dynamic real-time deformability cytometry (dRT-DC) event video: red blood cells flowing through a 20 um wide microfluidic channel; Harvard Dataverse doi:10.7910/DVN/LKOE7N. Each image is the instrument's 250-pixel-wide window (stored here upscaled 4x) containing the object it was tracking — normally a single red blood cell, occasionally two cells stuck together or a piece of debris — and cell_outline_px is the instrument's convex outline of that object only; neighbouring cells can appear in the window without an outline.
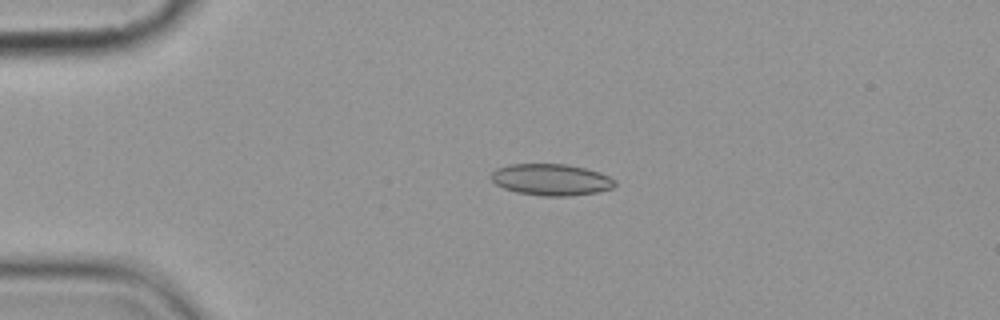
{"species": "common noctule bat (a hibernating species)", "species_latin": "Nyctalus noctula", "temperature_condition": "cold", "stored_images_in_passage": 7, "camera_frame_rate_fps": 3000, "um_per_image_px": 0.085, "animal": {"sex": "female", "body_mass_g": 19.9}, "frame": {"image": 1, "passage_image": 4, "time_ms": 3.667, "image_size_px": [1000, 320], "cell_outline_px": [[616, 184], [612, 188], [596, 192], [568, 196], [544, 196], [516, 192], [504, 188], [496, 184], [488, 176], [496, 168], [508, 164], [564, 164], [584, 168], [600, 172], [616, 180]], "centroid_in_image_um": [46.82, 15.26], "position_along_channel_um": 38.2, "area_um2": 22.77}}
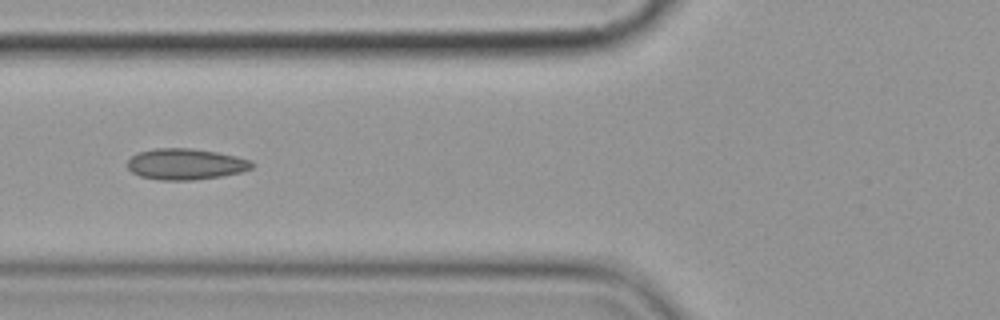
{"frame": {"image": 2, "passage_image": 6, "time_ms": 6.667, "image_size_px": [1000, 320], "cell_outline_px": [[256, 164], [252, 168], [240, 172], [220, 176], [192, 180], [160, 180], [140, 176], [132, 172], [128, 168], [128, 160], [132, 156], [140, 152], [152, 148], [192, 148], [216, 152], [236, 156], [252, 160]], "centroid_in_image_um": [15.8, 13.94], "position_along_channel_um": 110.0, "area_um2": 22.54}}
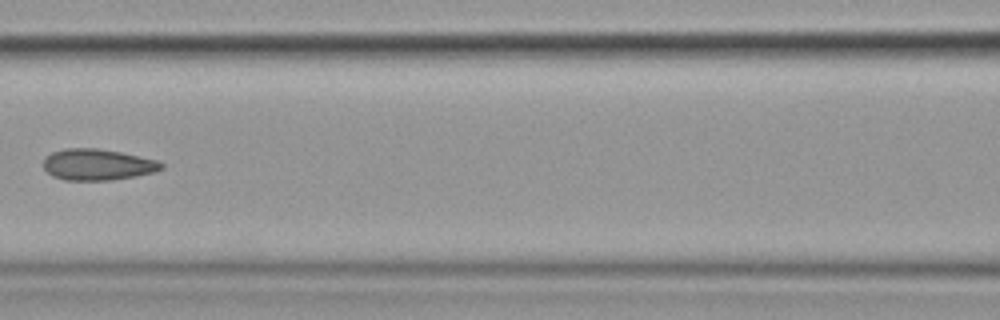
{"frame": {"image": 3, "passage_image": 7, "time_ms": 8.0, "image_size_px": [1000, 320], "cell_outline_px": [[164, 168], [152, 172], [136, 176], [112, 180], [64, 180], [52, 176], [44, 168], [44, 156], [52, 152], [64, 148], [96, 148], [120, 152], [156, 160], [164, 164]], "centroid_in_image_um": [8.26, 13.99], "position_along_channel_um": 158.3, "area_um2": 21.44}}